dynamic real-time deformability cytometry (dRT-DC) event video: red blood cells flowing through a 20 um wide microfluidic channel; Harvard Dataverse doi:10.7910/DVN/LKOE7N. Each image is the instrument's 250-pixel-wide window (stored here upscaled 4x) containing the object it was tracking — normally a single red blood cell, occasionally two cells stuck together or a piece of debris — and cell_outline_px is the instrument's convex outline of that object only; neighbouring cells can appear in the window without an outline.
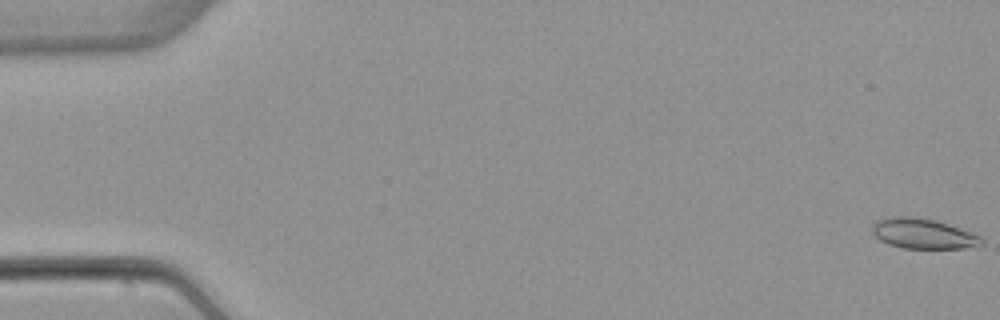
{"species": "common noctule bat (a hibernating species)", "species_latin": "Nyctalus noctula", "temperature_condition": "warm", "stored_images_in_passage": 53, "camera_frame_rate_fps": 3000, "um_per_image_px": 0.085, "animal": {"sex": "female", "body_mass_g": 22.7, "forearm_length_mm": 54.2}, "frame": {"image": 1, "passage_image": 1, "time_ms": 0.0, "image_size_px": [1000, 320], "cell_outline_px": [[984, 244], [964, 248], [904, 248], [888, 244], [880, 240], [872, 232], [872, 224], [876, 220], [888, 216], [912, 216], [936, 220], [948, 224], [980, 236], [984, 240]], "centroid_in_image_um": [78.43, 19.85], "position_along_channel_um": 6.6, "area_um2": 19.25}}
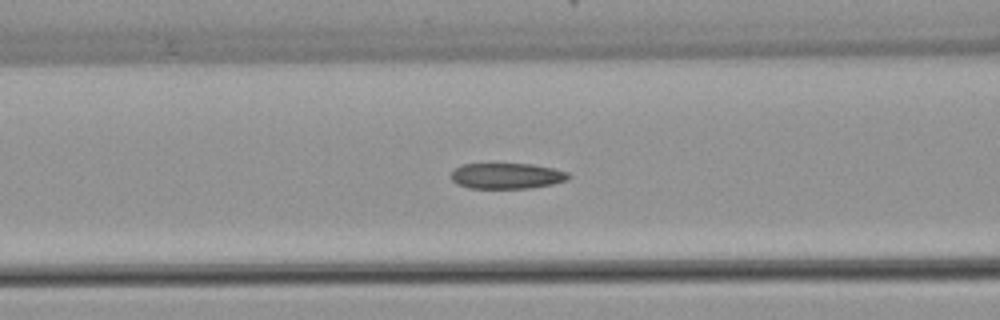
{"frame": {"image": 2, "passage_image": 22, "time_ms": 7.0, "image_size_px": [1000, 320], "cell_outline_px": [[572, 176], [568, 180], [552, 184], [532, 188], [468, 188], [456, 184], [452, 180], [452, 172], [460, 164], [532, 164], [552, 168], [568, 172]], "centroid_in_image_um": [43.1, 14.95], "position_along_channel_um": 123.5, "area_um2": 17.69}}
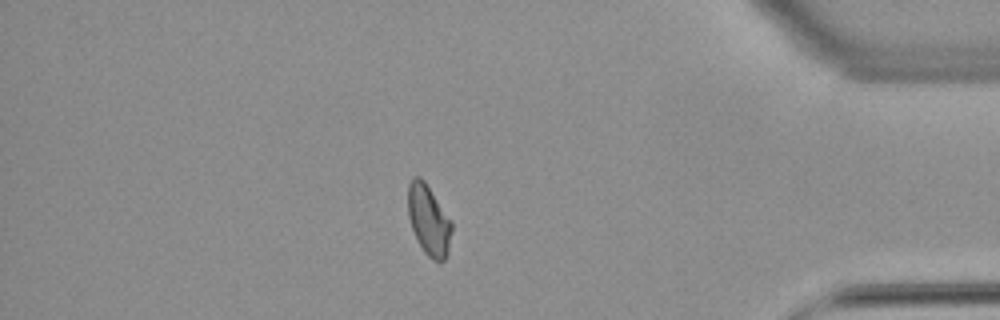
{"frame": {"image": 3, "passage_image": 46, "time_ms": 15.0, "image_size_px": [1000, 320], "cell_outline_px": [[452, 228], [448, 256], [444, 260], [432, 260], [424, 252], [412, 228], [408, 216], [408, 184], [412, 176], [420, 176], [424, 180], [452, 220]], "centroid_in_image_um": [36.45, 18.69], "position_along_channel_um": 398.7, "area_um2": 18.03}, "authors_computed_cell_mechanics": {"area_um2": 18.3226, "velocity_mm_per_s": 3.8944, "shape_relaxation_time_tau1_ms": null, "shape_relaxation_time_tau2_ms": 2.6944, "deformation_change_tau1": null, "deformation_change_tau2": 0.0765}}